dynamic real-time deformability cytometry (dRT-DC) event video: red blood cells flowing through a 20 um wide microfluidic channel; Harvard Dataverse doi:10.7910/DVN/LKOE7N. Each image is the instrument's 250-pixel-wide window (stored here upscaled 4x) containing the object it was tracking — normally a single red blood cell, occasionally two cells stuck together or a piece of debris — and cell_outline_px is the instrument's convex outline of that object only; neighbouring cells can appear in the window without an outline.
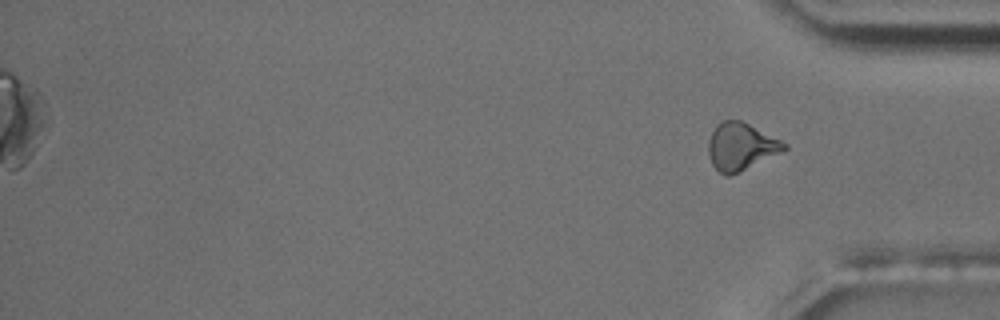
{"species": "common noctule bat (a hibernating species)", "species_latin": "Nyctalus noctula", "temperature_condition": "room temperature", "stored_images_in_passage": 14, "camera_frame_rate_fps": 3000, "um_per_image_px": 0.085, "animal": {"sex": "male", "body_mass_g": 17.5, "forearm_length_mm": 52.3}, "frame": {"image": 1, "passage_image": 14, "time_ms": 16.333, "image_size_px": [1000, 320], "cell_outline_px": [[788, 148], [740, 172], [728, 176], [724, 176], [712, 164], [708, 152], [708, 140], [716, 124], [720, 120], [740, 120], [788, 144]], "centroid_in_image_um": [62.94, 12.46], "position_along_channel_um": 372.3, "area_um2": 20.69}, "authors_computed_cell_mechanics": {"area_um2": 24.3627, "velocity_mm_per_s": 3.4455, "shape_relaxation_time_tau1_ms": 8.5882, "shape_relaxation_time_tau2_ms": 1.4413, "deformation_change_tau1": 0.1923, "deformation_change_tau2": 0.0881}}